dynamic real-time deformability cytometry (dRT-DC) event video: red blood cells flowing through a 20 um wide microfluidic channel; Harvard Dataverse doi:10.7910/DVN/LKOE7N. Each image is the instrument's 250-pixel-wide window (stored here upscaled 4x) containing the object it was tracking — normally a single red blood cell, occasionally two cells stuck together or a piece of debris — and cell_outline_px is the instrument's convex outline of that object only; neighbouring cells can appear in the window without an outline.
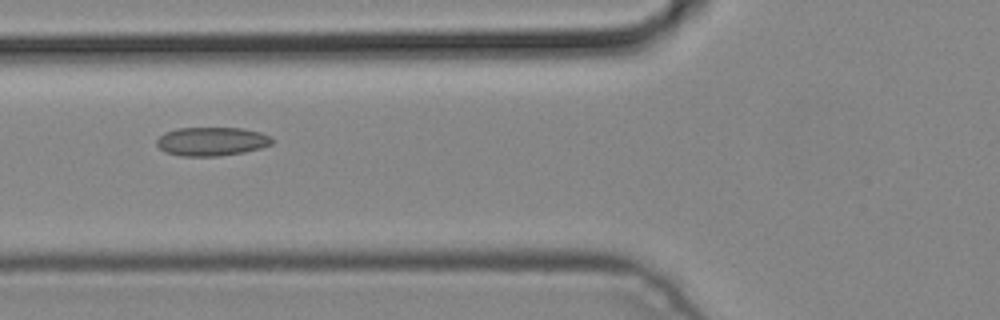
{"species": "common noctule bat (a hibernating species)", "species_latin": "Nyctalus noctula", "temperature_condition": "cold", "stored_images_in_passage": 6, "camera_frame_rate_fps": 3000, "um_per_image_px": 0.085, "animal": {"sex": "male", "body_mass_g": 19.2, "forearm_length_mm": 51.8}, "frame": {"image": 1, "passage_image": 6, "time_ms": 1.667, "image_size_px": [1000, 320], "cell_outline_px": [[276, 140], [272, 144], [260, 148], [244, 152], [220, 156], [180, 156], [164, 152], [156, 144], [156, 140], [164, 132], [176, 128], [244, 128], [260, 132]], "centroid_in_image_um": [17.98, 12.02], "position_along_channel_um": 107.8, "area_um2": 19.48}}